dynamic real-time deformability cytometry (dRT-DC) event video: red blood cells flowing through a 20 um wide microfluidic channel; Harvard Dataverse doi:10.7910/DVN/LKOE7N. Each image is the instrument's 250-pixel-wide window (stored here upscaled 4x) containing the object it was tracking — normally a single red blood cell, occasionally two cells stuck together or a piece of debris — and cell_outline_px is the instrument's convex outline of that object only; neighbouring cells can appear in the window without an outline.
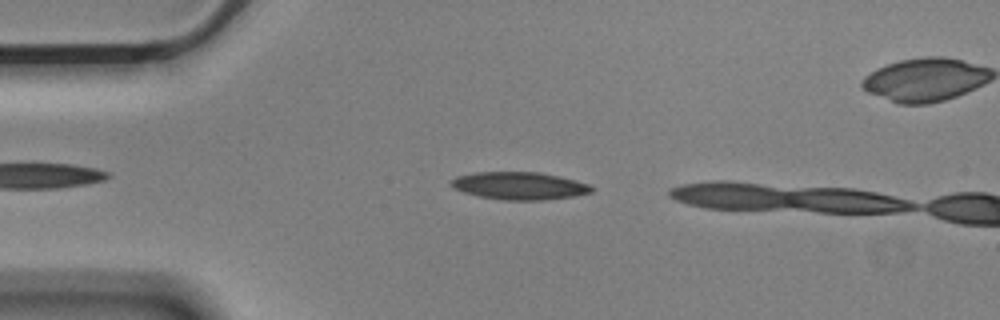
{"species": "Egyptian fruit bat (a non-hibernating species)", "species_latin": "Rousettus aegyptiacus", "temperature_condition": "cold", "stored_images_in_passage": 9, "camera_frame_rate_fps": 3000, "um_per_image_px": 0.085, "animal": {"sex": "male"}, "frame": {"image": 1, "passage_image": 6, "time_ms": 1.667, "image_size_px": [1000, 320], "cell_outline_px": [[592, 192], [572, 196], [544, 200], [504, 200], [480, 196], [464, 192], [452, 188], [448, 184], [456, 176], [476, 172], [540, 172], [560, 176], [576, 180], [588, 184], [592, 188]], "centroid_in_image_um": [44.12, 15.78], "position_along_channel_um": 40.9, "area_um2": 22.54}}